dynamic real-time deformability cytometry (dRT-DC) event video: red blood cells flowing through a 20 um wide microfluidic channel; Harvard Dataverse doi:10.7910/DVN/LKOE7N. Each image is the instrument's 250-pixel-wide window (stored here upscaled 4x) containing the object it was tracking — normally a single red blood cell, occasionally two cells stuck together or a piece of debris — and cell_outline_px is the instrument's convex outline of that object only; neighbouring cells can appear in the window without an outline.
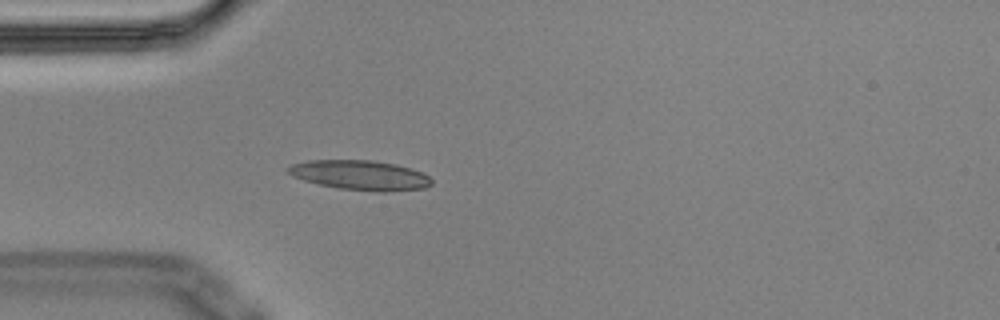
{"species": "Egyptian fruit bat (a non-hibernating species)", "species_latin": "Rousettus aegyptiacus", "temperature_condition": "cold", "stored_images_in_passage": 4, "camera_frame_rate_fps": 3000, "um_per_image_px": 0.085, "animal": {"sex": "male"}, "frame": {"image": 1, "passage_image": 4, "time_ms": 1.0, "image_size_px": [1000, 320], "cell_outline_px": [[432, 184], [424, 188], [388, 192], [376, 192], [336, 188], [316, 184], [292, 176], [284, 168], [292, 164], [308, 160], [372, 160], [396, 164], [412, 168], [424, 172], [432, 180]], "centroid_in_image_um": [30.62, 14.89], "position_along_channel_um": 54.4, "area_um2": 25.26}}